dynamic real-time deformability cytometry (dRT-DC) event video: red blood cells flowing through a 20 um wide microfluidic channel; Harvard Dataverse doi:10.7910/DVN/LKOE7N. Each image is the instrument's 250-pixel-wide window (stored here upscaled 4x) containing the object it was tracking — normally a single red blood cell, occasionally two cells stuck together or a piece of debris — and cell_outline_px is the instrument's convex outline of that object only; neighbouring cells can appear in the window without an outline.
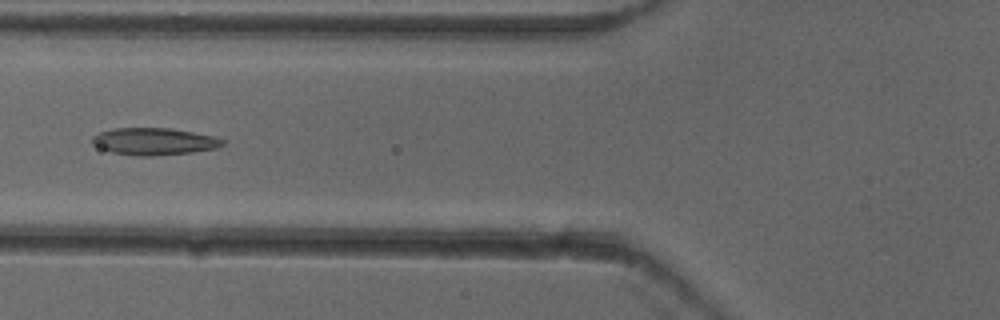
{"species": "common noctule bat (a hibernating species)", "species_latin": "Nyctalus noctula", "temperature_condition": "cold", "stored_images_in_passage": 38, "camera_frame_rate_fps": 3000, "um_per_image_px": 0.085, "animal": {"sex": "female"}, "frame": {"image": 1, "passage_image": 6, "time_ms": 1.667, "image_size_px": [1000, 320], "cell_outline_px": [[224, 144], [216, 148], [192, 152], [152, 156], [136, 156], [112, 152], [100, 148], [92, 144], [92, 136], [100, 132], [112, 128], [172, 128], [212, 136], [224, 140]], "centroid_in_image_um": [13.06, 12.02], "position_along_channel_um": 112.7, "area_um2": 20.52}}
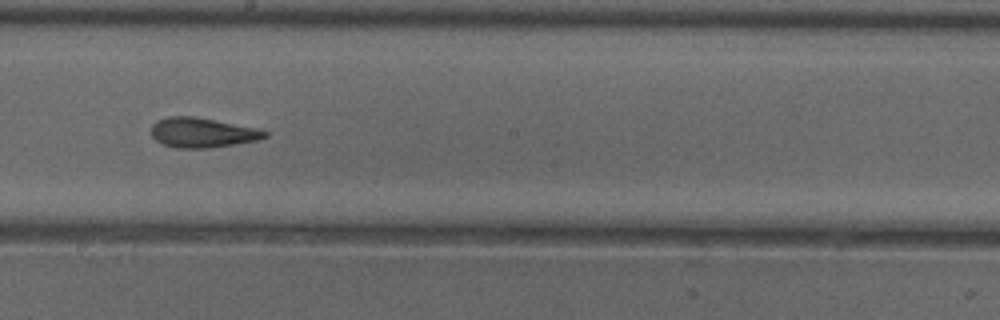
{"frame": {"image": 2, "passage_image": 15, "time_ms": 4.667, "image_size_px": [1000, 320], "cell_outline_px": [[268, 136], [260, 140], [208, 148], [176, 148], [164, 144], [156, 140], [152, 136], [152, 124], [156, 120], [168, 116], [192, 116], [256, 128], [268, 132]], "centroid_in_image_um": [17.19, 11.27], "position_along_channel_um": 231.0, "area_um2": 19.59}}
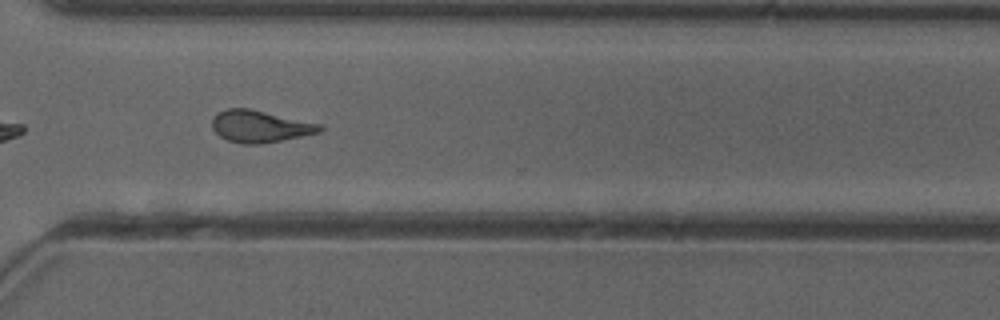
{"frame": {"image": 3, "passage_image": 24, "time_ms": 7.667, "image_size_px": [1000, 320], "cell_outline_px": [[324, 128], [320, 132], [260, 144], [244, 144], [228, 140], [220, 136], [212, 128], [212, 120], [216, 112], [228, 108], [248, 108], [324, 124]], "centroid_in_image_um": [22.11, 10.73], "position_along_channel_um": 348.5, "area_um2": 20.06}, "authors_computed_cell_mechanics": {"area_um2": 19.7676, "velocity_mm_per_s": 3.9333, "shape_relaxation_time_tau1_ms": null, "shape_relaxation_time_tau2_ms": 2.2721, "deformation_change_tau1": null, "deformation_change_tau2": 0.1014}}